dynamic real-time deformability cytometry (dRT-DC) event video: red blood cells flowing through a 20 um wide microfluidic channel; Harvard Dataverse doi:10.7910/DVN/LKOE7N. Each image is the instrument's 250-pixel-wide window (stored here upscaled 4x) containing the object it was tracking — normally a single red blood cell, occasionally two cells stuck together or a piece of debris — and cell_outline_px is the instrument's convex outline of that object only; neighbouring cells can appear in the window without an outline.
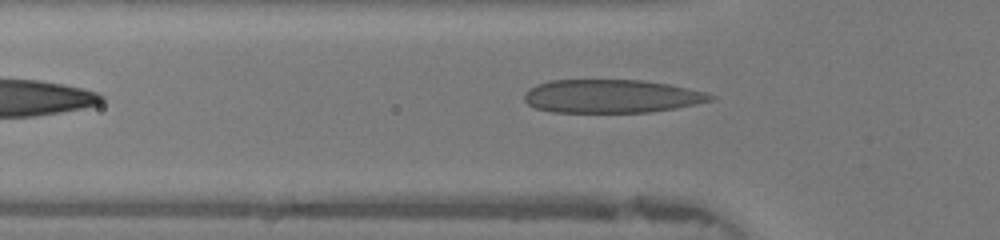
{"species": "human", "species_latin": "Homo sapiens", "temperature_condition": "warm", "stored_images_in_passage": 23, "camera_frame_rate_fps": 3000, "um_per_image_px": 0.085, "donor": {"sex": "female"}, "frame": {"image": 1, "passage_image": 3, "time_ms": 0.667, "image_size_px": [1000, 240], "cell_outline_px": [[716, 96], [712, 100], [696, 104], [676, 108], [652, 112], [552, 112], [536, 108], [528, 104], [524, 100], [524, 92], [528, 88], [536, 84], [548, 80], [644, 80], [668, 84], [704, 92]], "centroid_in_image_um": [51.93, 8.18], "position_along_channel_um": 73.9, "area_um2": 36.3}}
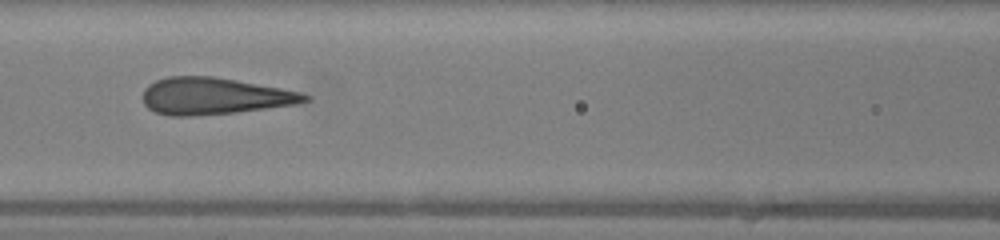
{"frame": {"image": 2, "passage_image": 8, "time_ms": 2.333, "image_size_px": [1000, 240], "cell_outline_px": [[312, 100], [296, 104], [236, 112], [192, 116], [168, 116], [152, 112], [144, 104], [144, 88], [148, 84], [156, 80], [168, 76], [212, 76], [236, 80], [280, 88], [300, 92], [312, 96]], "centroid_in_image_um": [18.19, 8.17], "position_along_channel_um": 148.4, "area_um2": 34.85}}
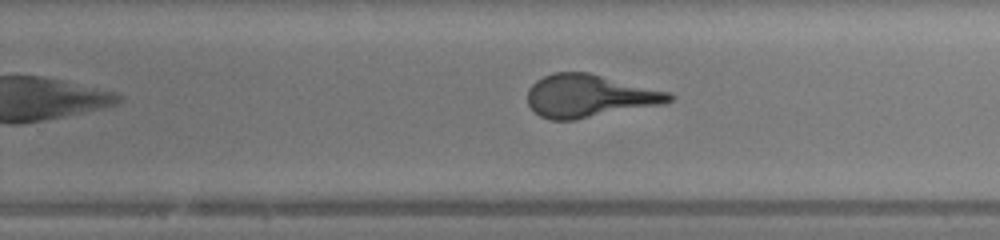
{"frame": {"image": 3, "passage_image": 17, "time_ms": 5.333, "image_size_px": [1000, 240], "cell_outline_px": [[676, 96], [672, 100], [664, 104], [576, 120], [552, 120], [540, 116], [528, 104], [528, 88], [536, 80], [544, 76], [556, 72], [588, 72], [672, 92]], "centroid_in_image_um": [50.14, 8.16], "position_along_channel_um": 279.7, "area_um2": 35.6}}